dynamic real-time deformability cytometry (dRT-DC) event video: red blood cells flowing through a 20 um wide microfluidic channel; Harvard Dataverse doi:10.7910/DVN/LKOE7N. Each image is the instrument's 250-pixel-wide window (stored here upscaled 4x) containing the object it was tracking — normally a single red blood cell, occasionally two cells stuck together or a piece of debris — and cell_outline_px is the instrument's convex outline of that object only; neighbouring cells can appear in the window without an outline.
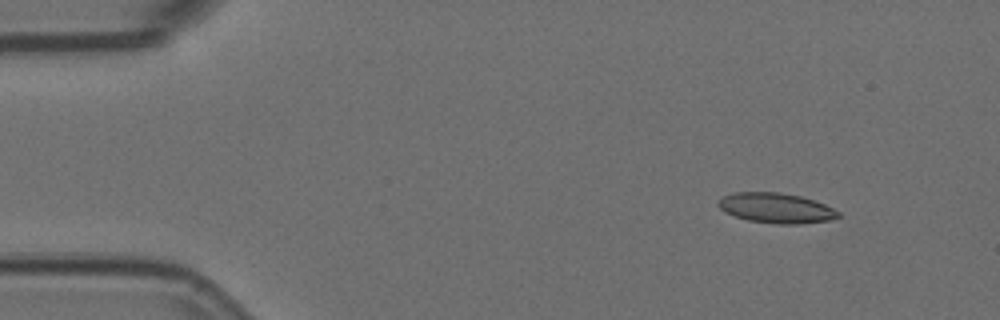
{"species": "Egyptian fruit bat (a non-hibernating species)", "species_latin": "Rousettus aegyptiacus", "temperature_condition": "room temperature", "stored_images_in_passage": 4, "camera_frame_rate_fps": 3000, "um_per_image_px": 0.085, "animal": {"sex": "female"}, "frame": {"image": 1, "passage_image": 1, "time_ms": 0.0, "image_size_px": [1000, 320], "cell_outline_px": [[840, 216], [828, 220], [800, 224], [776, 224], [748, 220], [724, 212], [716, 204], [716, 200], [724, 196], [736, 192], [780, 192], [800, 196], [824, 204], [840, 212]], "centroid_in_image_um": [65.93, 17.68], "position_along_channel_um": 19.1, "area_um2": 20.98}}
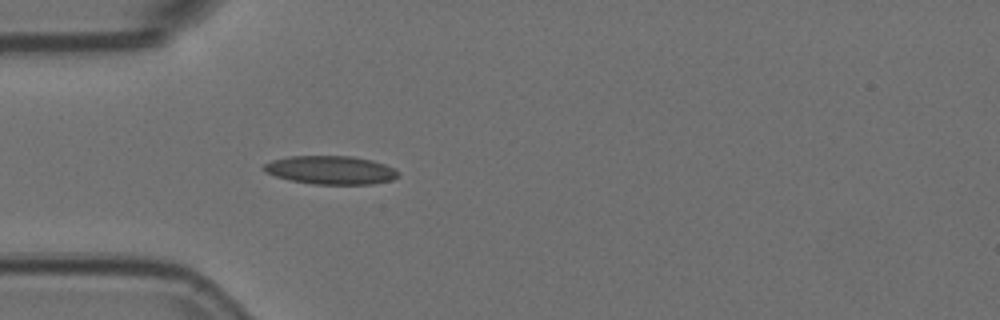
{"frame": {"image": 2, "passage_image": 4, "time_ms": 1.0, "image_size_px": [1000, 320], "cell_outline_px": [[400, 176], [392, 180], [372, 184], [312, 184], [288, 180], [264, 172], [260, 168], [264, 164], [272, 160], [288, 156], [352, 156], [372, 160], [396, 168], [400, 172]], "centroid_in_image_um": [28.11, 14.45], "position_along_channel_um": 56.9, "area_um2": 22.6}}